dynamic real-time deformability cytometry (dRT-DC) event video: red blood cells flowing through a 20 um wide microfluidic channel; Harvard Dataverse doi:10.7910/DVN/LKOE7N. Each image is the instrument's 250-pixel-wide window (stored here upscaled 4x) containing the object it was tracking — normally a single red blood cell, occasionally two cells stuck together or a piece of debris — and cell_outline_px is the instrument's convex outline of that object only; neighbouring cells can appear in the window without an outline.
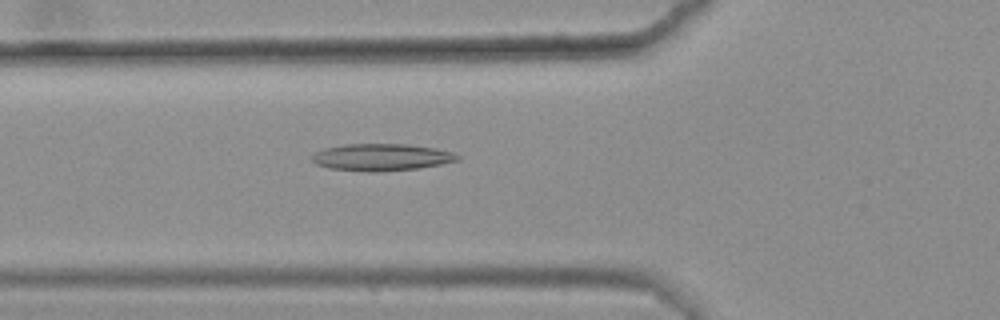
{"species": "common noctule bat (a hibernating species)", "species_latin": "Nyctalus noctula", "temperature_condition": "warm", "stored_images_in_passage": 31, "camera_frame_rate_fps": 3000, "um_per_image_px": 0.085, "animal": {"sex": "female", "body_mass_g": 25.1}, "frame": {"image": 1, "passage_image": 7, "time_ms": 2.0, "image_size_px": [1000, 320], "cell_outline_px": [[460, 160], [420, 168], [376, 172], [368, 172], [328, 168], [316, 164], [312, 160], [312, 156], [316, 152], [324, 148], [344, 144], [408, 144], [436, 148], [452, 152], [460, 156]], "centroid_in_image_um": [32.43, 13.36], "position_along_channel_um": 93.4, "area_um2": 23.0}}
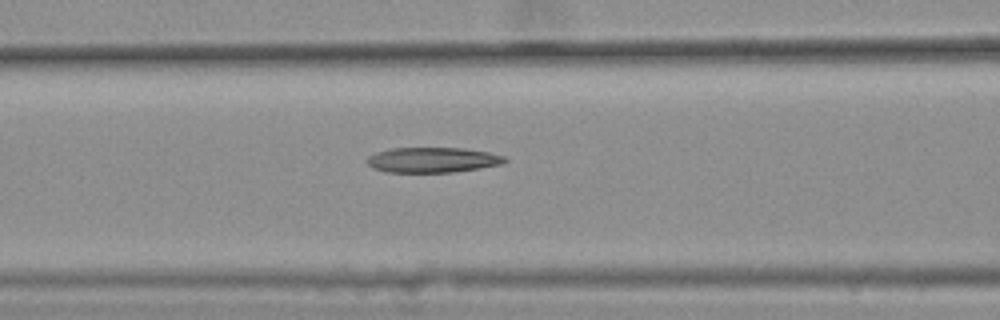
{"frame": {"image": 2, "passage_image": 10, "time_ms": 3.0, "image_size_px": [1000, 320], "cell_outline_px": [[508, 160], [500, 164], [452, 172], [384, 172], [372, 168], [364, 160], [368, 156], [376, 152], [388, 148], [464, 148], [488, 152], [504, 156]], "centroid_in_image_um": [36.68, 13.59], "position_along_channel_um": 129.9, "area_um2": 20.23}}